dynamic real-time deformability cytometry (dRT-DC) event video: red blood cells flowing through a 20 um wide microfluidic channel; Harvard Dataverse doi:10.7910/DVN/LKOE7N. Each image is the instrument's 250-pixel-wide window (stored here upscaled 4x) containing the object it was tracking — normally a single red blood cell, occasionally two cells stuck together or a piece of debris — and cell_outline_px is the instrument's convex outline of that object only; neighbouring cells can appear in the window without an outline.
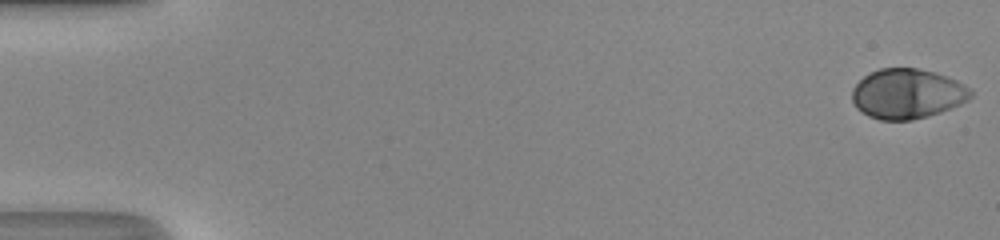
{"species": "human", "species_latin": "Homo sapiens", "temperature_condition": "room temperature", "stored_images_in_passage": 49, "camera_frame_rate_fps": 3000, "um_per_image_px": 0.085, "donor": {"sex": "male"}, "frame": {"image": 1, "passage_image": 1, "time_ms": 0.0, "image_size_px": [1000, 240], "cell_outline_px": [[972, 96], [968, 100], [960, 104], [940, 112], [928, 116], [912, 120], [880, 120], [868, 116], [856, 108], [852, 100], [852, 88], [864, 76], [880, 68], [916, 68], [936, 72], [956, 80], [964, 84], [972, 92]], "centroid_in_image_um": [77.11, 7.97], "position_along_channel_um": 7.9, "area_um2": 34.51}}
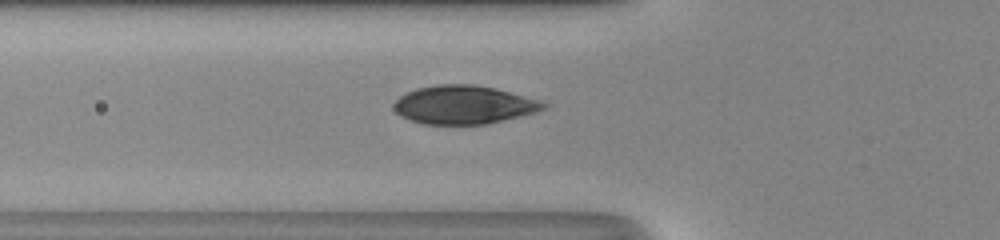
{"frame": {"image": 2, "passage_image": 19, "time_ms": 6.0, "image_size_px": [1000, 240], "cell_outline_px": [[548, 108], [536, 112], [504, 120], [484, 124], [424, 124], [412, 120], [396, 112], [392, 104], [400, 96], [416, 88], [436, 84], [472, 84], [492, 88], [540, 100], [548, 104]], "centroid_in_image_um": [39.43, 8.9], "position_along_channel_um": 86.4, "area_um2": 33.23}}
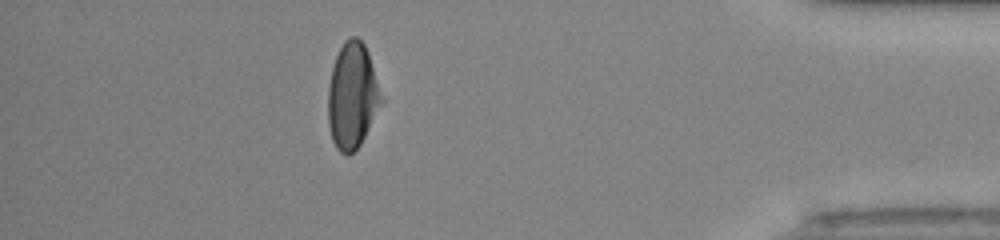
{"frame": {"image": 3, "passage_image": 44, "time_ms": 14.333, "image_size_px": [1000, 240], "cell_outline_px": [[384, 100], [360, 144], [348, 156], [344, 156], [336, 148], [332, 140], [328, 124], [328, 88], [332, 68], [336, 56], [344, 40], [352, 36], [356, 36], [364, 44], [368, 52]], "centroid_in_image_um": [29.94, 8.15], "position_along_channel_um": 405.3, "area_um2": 32.89}, "authors_computed_cell_mechanics": {"area_um2": 34.0442, "velocity_mm_per_s": 4.3568, "shape_relaxation_time_tau1_ms": 3.7467, "shape_relaxation_time_tau2_ms": null, "deformation_change_tau1": 0.1911, "deformation_change_tau2": null}}